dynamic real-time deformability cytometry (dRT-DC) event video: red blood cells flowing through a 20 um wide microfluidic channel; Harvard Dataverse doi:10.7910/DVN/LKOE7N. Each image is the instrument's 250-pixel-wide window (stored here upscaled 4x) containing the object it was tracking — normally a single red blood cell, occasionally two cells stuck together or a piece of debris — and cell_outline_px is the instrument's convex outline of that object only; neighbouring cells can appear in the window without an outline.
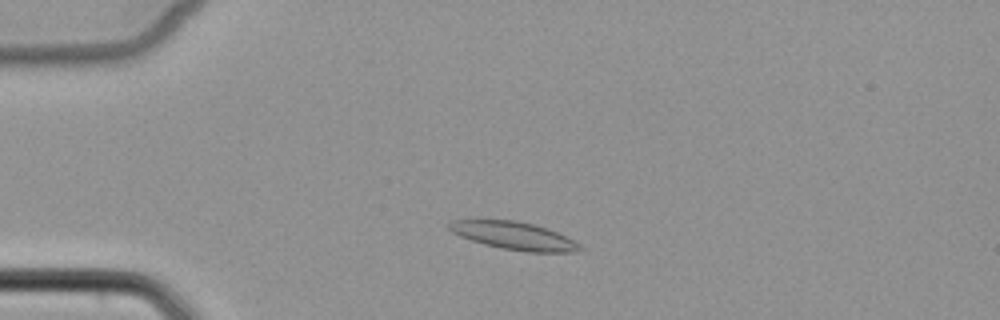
{"species": "common noctule bat (a hibernating species)", "species_latin": "Nyctalus noctula", "temperature_condition": "cold", "stored_images_in_passage": 48, "camera_frame_rate_fps": 3000, "um_per_image_px": 0.085, "animal": {"sex": "female", "body_mass_g": 22.7, "forearm_length_mm": 54.2}, "frame": {"image": 1, "passage_image": 9, "time_ms": 2.667, "image_size_px": [1000, 320], "cell_outline_px": [[584, 248], [580, 252], [524, 252], [500, 248], [484, 244], [460, 236], [452, 232], [448, 228], [448, 220], [516, 220], [548, 228], [576, 240]], "centroid_in_image_um": [43.74, 20.05], "position_along_channel_um": 41.3, "area_um2": 21.44}}
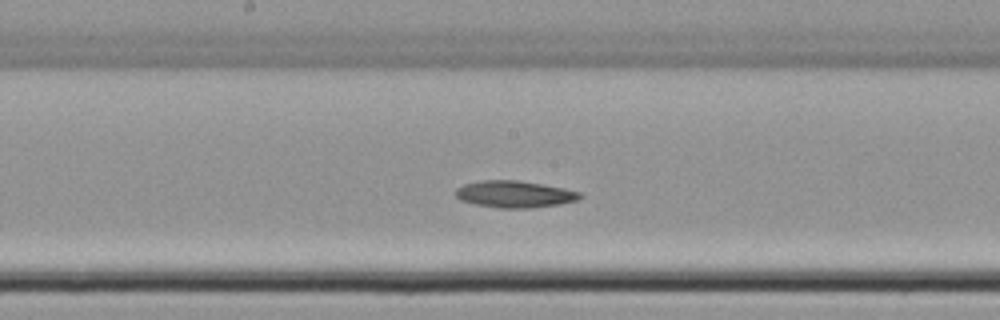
{"frame": {"image": 2, "passage_image": 24, "time_ms": 7.667, "image_size_px": [1000, 320], "cell_outline_px": [[584, 196], [580, 200], [560, 204], [528, 208], [500, 208], [476, 204], [460, 200], [456, 196], [456, 188], [464, 184], [480, 180], [520, 180], [544, 184], [564, 188], [580, 192]], "centroid_in_image_um": [43.78, 16.5], "position_along_channel_um": 204.4, "area_um2": 19.59}}
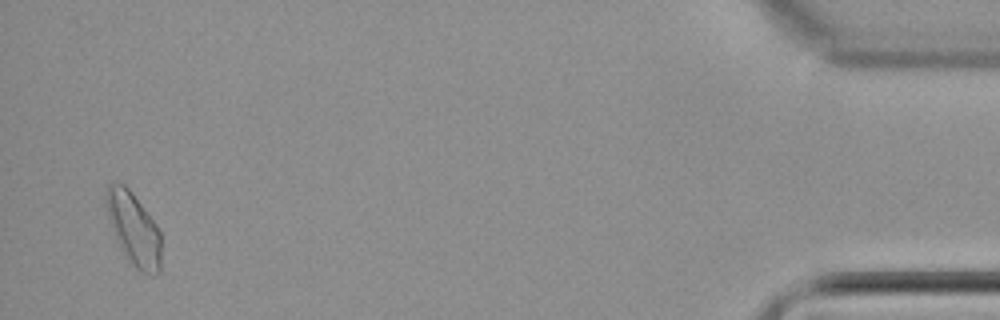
{"frame": {"image": 3, "passage_image": 47, "time_ms": 15.333, "image_size_px": [1000, 320], "cell_outline_px": [[160, 272], [144, 272], [136, 268], [128, 260], [120, 248], [112, 228], [104, 204], [104, 196], [108, 184], [124, 184], [132, 192], [156, 224], [160, 232]], "centroid_in_image_um": [11.33, 19.41], "position_along_channel_um": 423.9, "area_um2": 22.95}}